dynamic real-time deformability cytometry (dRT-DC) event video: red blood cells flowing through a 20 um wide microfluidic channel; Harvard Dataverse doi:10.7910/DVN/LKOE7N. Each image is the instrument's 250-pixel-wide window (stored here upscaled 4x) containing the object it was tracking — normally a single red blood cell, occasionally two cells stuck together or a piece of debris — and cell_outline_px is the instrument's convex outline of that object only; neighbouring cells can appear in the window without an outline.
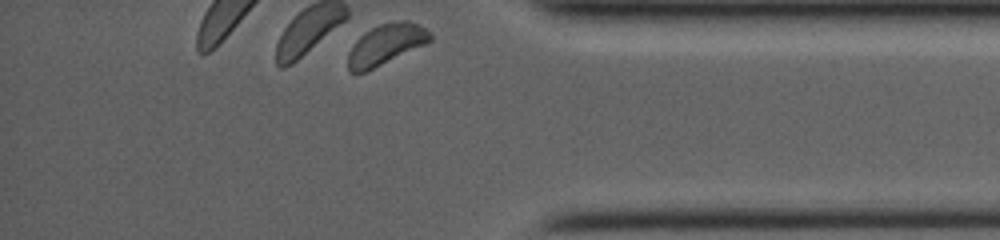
{"species": "common noctule bat (a hibernating species)", "species_latin": "Nyctalus noctula", "temperature_condition": "room temperature", "stored_images_in_passage": 30, "camera_frame_rate_fps": 4000, "um_per_image_px": 0.085, "animal": {"sex": "female", "body_mass_g": 19.0, "forearm_length_mm": 53.3}, "frame": {"image": 1, "passage_image": 30, "time_ms": 8.75, "image_size_px": [1000, 240], "cell_outline_px": [[432, 40], [424, 44], [364, 72], [352, 72], [348, 68], [348, 52], [356, 40], [364, 32], [380, 24], [400, 20], [408, 20], [424, 28], [432, 36]], "centroid_in_image_um": [32.77, 3.76], "position_along_channel_um": 402.4, "area_um2": 18.9}}